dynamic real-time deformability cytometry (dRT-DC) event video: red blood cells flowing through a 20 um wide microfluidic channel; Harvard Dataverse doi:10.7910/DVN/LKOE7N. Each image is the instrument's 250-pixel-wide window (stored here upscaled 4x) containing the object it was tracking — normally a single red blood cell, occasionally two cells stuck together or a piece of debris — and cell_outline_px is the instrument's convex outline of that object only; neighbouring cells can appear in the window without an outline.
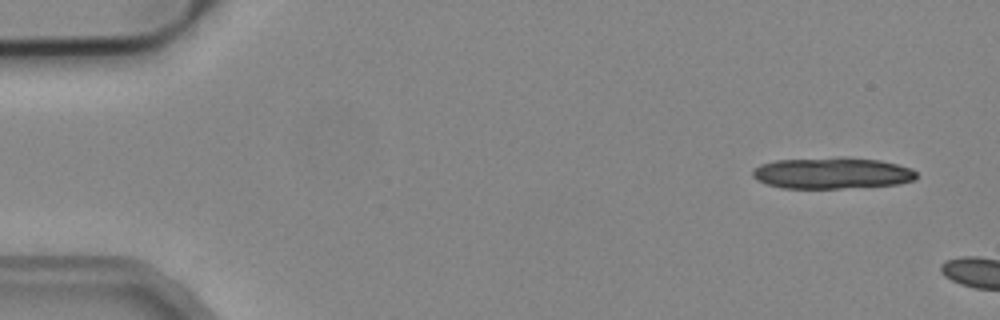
{"species": "common noctule bat (a hibernating species)", "species_latin": "Nyctalus noctula", "temperature_condition": "cold", "stored_images_in_passage": 2, "camera_frame_rate_fps": 3000, "um_per_image_px": 0.085, "animal": {"sex": "male", "body_mass_g": 19.2, "forearm_length_mm": 51.8}, "frame": {"image": 1, "passage_image": 1, "time_ms": 0.0, "image_size_px": [1000, 320], "cell_outline_px": [[916, 180], [900, 184], [840, 188], [780, 188], [756, 180], [752, 176], [752, 168], [760, 164], [776, 160], [880, 160], [912, 168], [916, 172]], "centroid_in_image_um": [70.71, 14.76], "position_along_channel_um": 14.3, "area_um2": 28.84}}